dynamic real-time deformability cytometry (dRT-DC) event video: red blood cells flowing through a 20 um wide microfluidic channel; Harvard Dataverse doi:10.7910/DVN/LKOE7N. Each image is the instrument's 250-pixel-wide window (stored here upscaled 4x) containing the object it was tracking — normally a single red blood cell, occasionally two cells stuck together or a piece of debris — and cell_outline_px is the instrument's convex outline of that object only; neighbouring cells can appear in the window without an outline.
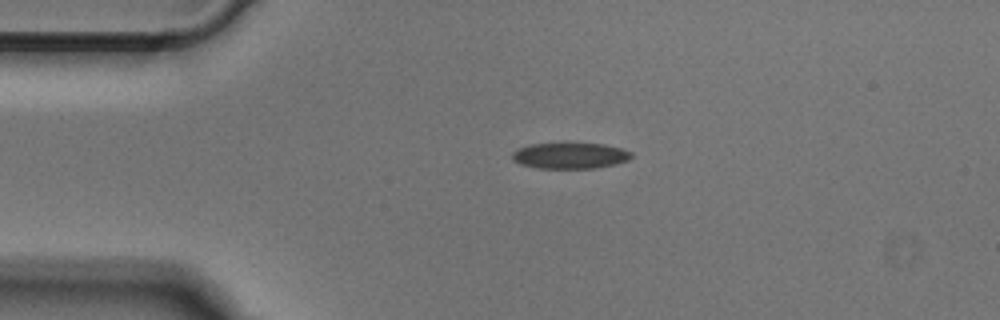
{"species": "Egyptian fruit bat (a non-hibernating species)", "species_latin": "Rousettus aegyptiacus", "temperature_condition": "cold", "stored_images_in_passage": 41, "camera_frame_rate_fps": 3000, "um_per_image_px": 0.085, "animal": {"sex": "male"}, "frame": {"image": 1, "passage_image": 1, "time_ms": 0.0, "image_size_px": [1000, 320], "cell_outline_px": [[632, 156], [628, 160], [616, 164], [592, 168], [540, 168], [520, 164], [512, 160], [512, 152], [528, 144], [564, 140], [604, 144], [624, 148], [632, 152]], "centroid_in_image_um": [48.45, 13.17], "position_along_channel_um": 36.5, "area_um2": 19.02}}
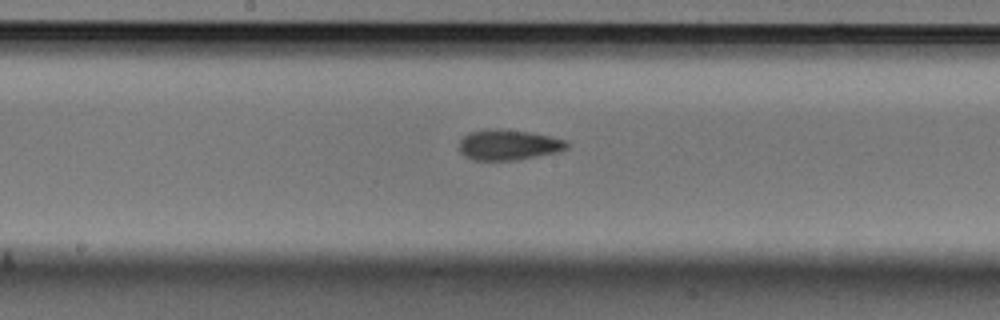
{"frame": {"image": 2, "passage_image": 16, "time_ms": 5.0, "image_size_px": [1000, 320], "cell_outline_px": [[568, 148], [560, 152], [516, 160], [476, 160], [464, 156], [460, 152], [460, 140], [468, 132], [492, 128], [496, 128], [528, 132], [548, 136], [564, 140], [568, 144]], "centroid_in_image_um": [43.21, 12.31], "position_along_channel_um": 205.0, "area_um2": 19.07}}
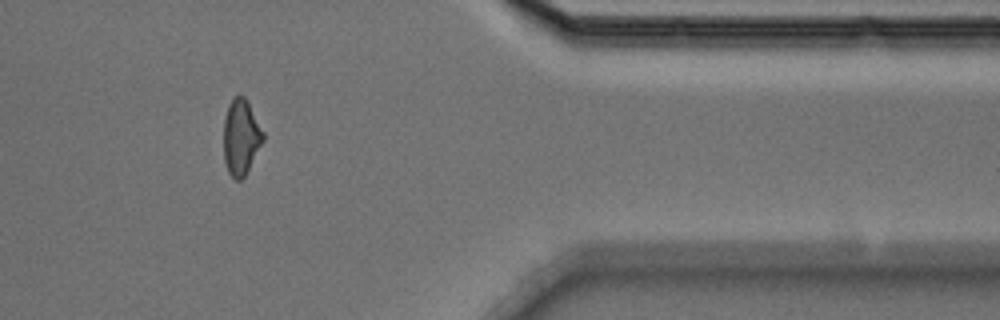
{"frame": {"image": 3, "passage_image": 32, "time_ms": 10.333, "image_size_px": [1000, 320], "cell_outline_px": [[264, 140], [244, 176], [240, 180], [236, 180], [228, 172], [224, 160], [224, 120], [228, 104], [236, 96], [244, 96], [248, 100], [264, 132]], "centroid_in_image_um": [20.49, 11.63], "position_along_channel_um": 390.9, "area_um2": 17.34}}